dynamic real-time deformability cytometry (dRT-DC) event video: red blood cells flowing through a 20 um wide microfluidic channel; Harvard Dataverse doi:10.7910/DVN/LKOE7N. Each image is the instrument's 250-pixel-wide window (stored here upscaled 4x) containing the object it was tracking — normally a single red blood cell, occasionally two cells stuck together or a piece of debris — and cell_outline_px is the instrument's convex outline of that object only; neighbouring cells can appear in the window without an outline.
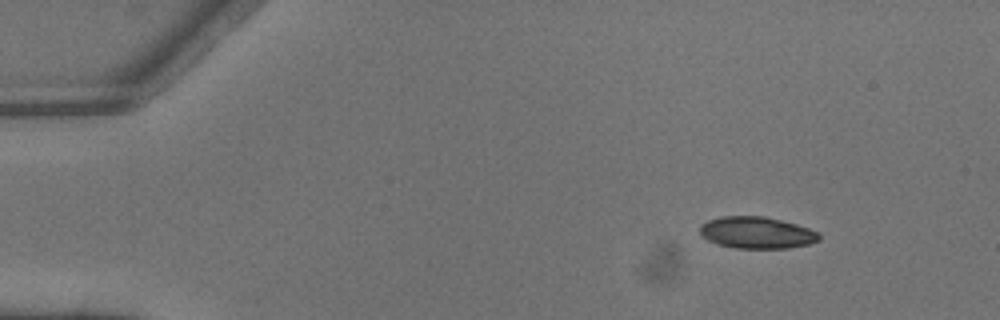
{"species": "common noctule bat (a hibernating species)", "species_latin": "Nyctalus noctula", "temperature_condition": "warm", "stored_images_in_passage": 3, "camera_frame_rate_fps": 3000, "um_per_image_px": 0.085, "animal": {"sex": "male", "body_mass_g": 13.3}, "frame": {"image": 1, "passage_image": 1, "time_ms": 0.0, "image_size_px": [1000, 320], "cell_outline_px": [[820, 240], [808, 244], [788, 248], [736, 248], [716, 244], [700, 236], [700, 224], [708, 220], [720, 216], [764, 216], [796, 224], [820, 232]], "centroid_in_image_um": [64.3, 19.77], "position_along_channel_um": 20.7, "area_um2": 22.2}}